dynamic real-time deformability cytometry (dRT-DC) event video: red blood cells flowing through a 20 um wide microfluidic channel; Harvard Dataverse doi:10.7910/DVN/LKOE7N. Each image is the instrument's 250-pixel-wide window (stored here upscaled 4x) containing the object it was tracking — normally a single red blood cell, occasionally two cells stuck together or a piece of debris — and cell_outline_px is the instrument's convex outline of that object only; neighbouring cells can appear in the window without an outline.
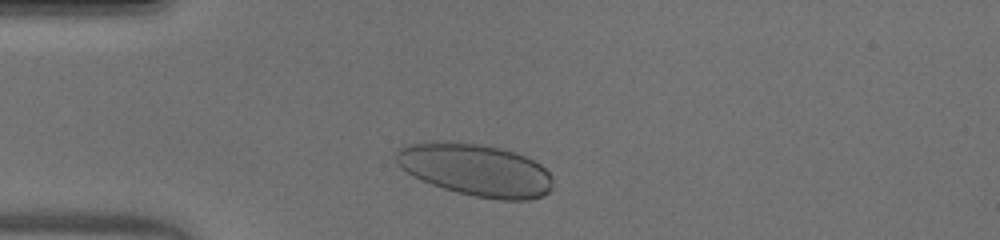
{"species": "human", "species_latin": "Homo sapiens", "temperature_condition": "warm", "stored_images_in_passage": 41, "camera_frame_rate_fps": 3000, "um_per_image_px": 0.085, "donor": {"sex": "male"}, "frame": {"image": 1, "passage_image": 4, "time_ms": 1.0, "image_size_px": [1000, 240], "cell_outline_px": [[552, 188], [544, 196], [528, 200], [500, 200], [476, 196], [456, 192], [432, 184], [400, 168], [396, 164], [396, 148], [408, 144], [424, 140], [436, 140], [480, 144], [500, 148], [524, 156], [540, 164], [552, 176]], "centroid_in_image_um": [40.4, 14.42], "position_along_channel_um": 44.6, "area_um2": 47.86}}
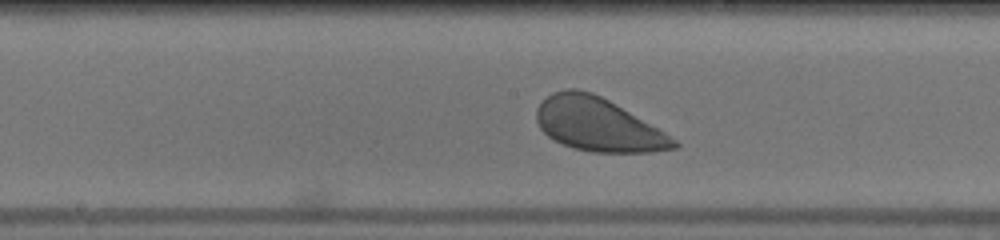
{"frame": {"image": 2, "passage_image": 17, "time_ms": 5.333, "image_size_px": [1000, 240], "cell_outline_px": [[680, 148], [652, 152], [592, 152], [572, 148], [548, 136], [540, 128], [536, 120], [536, 108], [552, 92], [568, 88], [576, 88], [592, 92], [608, 100], [664, 132], [676, 140], [680, 144]], "centroid_in_image_um": [50.82, 10.59], "position_along_channel_um": 197.4, "area_um2": 42.37}}
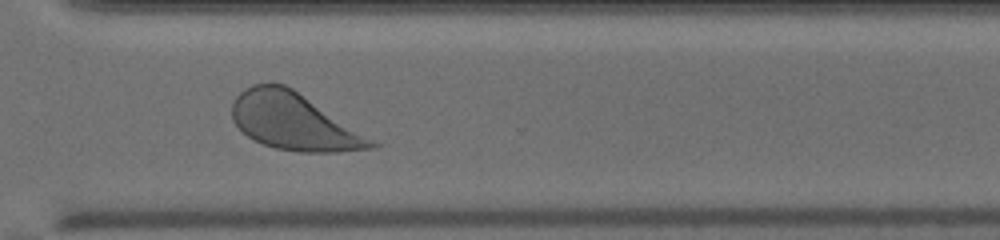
{"frame": {"image": 3, "passage_image": 28, "time_ms": 9.0, "image_size_px": [1000, 240], "cell_outline_px": [[380, 144], [376, 148], [336, 152], [300, 152], [276, 148], [264, 144], [248, 136], [232, 120], [232, 104], [236, 96], [244, 88], [252, 84], [284, 84], [292, 88]], "centroid_in_image_um": [24.96, 10.34], "position_along_channel_um": 345.6, "area_um2": 45.43}, "authors_computed_cell_mechanics": {"area_um2": 46.4712, "velocity_mm_per_s": 4.0518, "shape_relaxation_time_tau1_ms": 0.9968, "shape_relaxation_time_tau2_ms": 1.9729, "deformation_change_tau1": 0.068, "deformation_change_tau2": 0.0826}}